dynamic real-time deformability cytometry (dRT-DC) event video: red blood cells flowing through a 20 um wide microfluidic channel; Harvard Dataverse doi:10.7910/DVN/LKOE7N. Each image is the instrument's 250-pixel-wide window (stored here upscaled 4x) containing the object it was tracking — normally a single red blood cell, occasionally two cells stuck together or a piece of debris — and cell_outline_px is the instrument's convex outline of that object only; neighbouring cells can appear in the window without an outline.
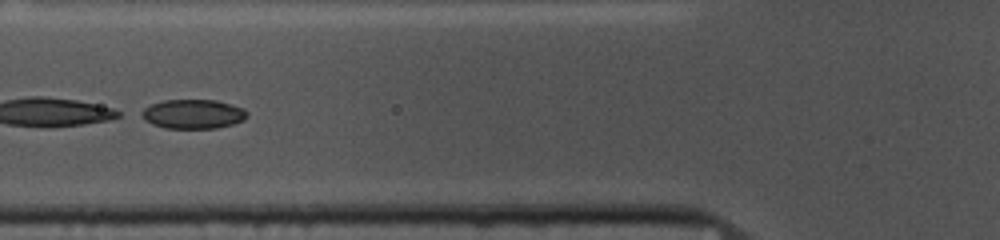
{"species": "common noctule bat (a hibernating species)", "species_latin": "Nyctalus noctula", "temperature_condition": "cold", "stored_images_in_passage": 51, "camera_frame_rate_fps": 3000, "um_per_image_px": 0.085, "animal": {"sex": "female", "body_mass_g": 10.0, "forearm_length_mm": 53.1}, "frame": {"image": 1, "passage_image": 18, "time_ms": 5.667, "image_size_px": [1000, 240], "cell_outline_px": [[248, 116], [244, 120], [232, 124], [216, 128], [164, 128], [152, 124], [144, 120], [136, 112], [152, 104], [164, 100], [216, 100], [244, 108], [248, 112]], "centroid_in_image_um": [16.38, 9.69], "position_along_channel_um": 109.4, "area_um2": 18.21}}
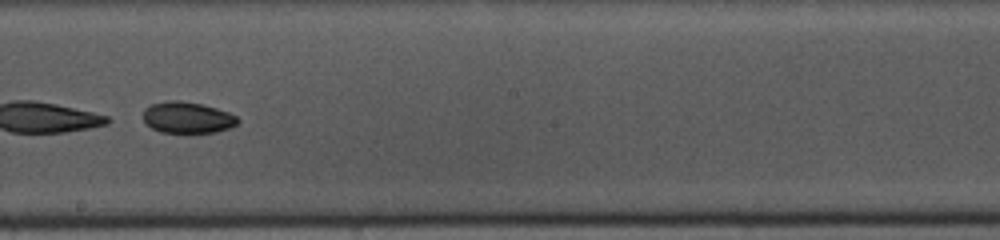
{"frame": {"image": 2, "passage_image": 28, "time_ms": 9.0, "image_size_px": [1000, 240], "cell_outline_px": [[240, 120], [236, 124], [228, 128], [216, 132], [160, 132], [152, 128], [144, 120], [144, 108], [152, 104], [168, 100], [180, 100], [200, 104], [216, 108], [228, 112], [236, 116]], "centroid_in_image_um": [15.92, 9.98], "position_along_channel_um": 232.3, "area_um2": 17.05}}